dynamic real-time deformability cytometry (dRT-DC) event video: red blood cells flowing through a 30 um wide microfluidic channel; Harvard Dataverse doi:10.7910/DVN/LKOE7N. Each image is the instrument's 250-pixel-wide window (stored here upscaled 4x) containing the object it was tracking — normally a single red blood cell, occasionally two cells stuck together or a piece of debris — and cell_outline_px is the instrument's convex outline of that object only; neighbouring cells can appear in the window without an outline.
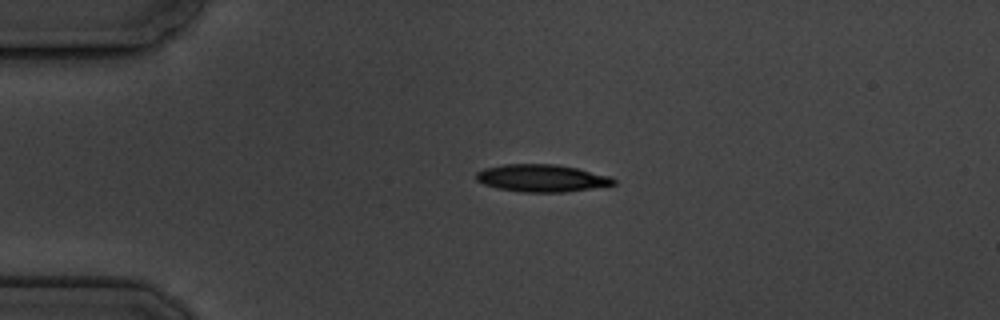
{"species": "common noctule bat (a hibernating species)", "species_latin": "Nyctalus noctula", "temperature_condition": "cold", "stored_images_in_passage": 2, "camera_frame_rate_fps": 3000, "um_per_image_px": 0.085, "animal": {"sex": "male", "body_mass_g": 19.5, "forearm_length_mm": 54.6}, "frame": {"image": 1, "passage_image": 1, "time_ms": 0.0, "image_size_px": [1000, 320], "cell_outline_px": [[616, 184], [564, 192], [524, 192], [496, 188], [484, 184], [476, 180], [476, 172], [484, 168], [504, 164], [556, 164], [576, 168], [612, 176], [616, 180]], "centroid_in_image_um": [46.04, 15.13], "position_along_channel_um": 39.0, "area_um2": 21.91}}